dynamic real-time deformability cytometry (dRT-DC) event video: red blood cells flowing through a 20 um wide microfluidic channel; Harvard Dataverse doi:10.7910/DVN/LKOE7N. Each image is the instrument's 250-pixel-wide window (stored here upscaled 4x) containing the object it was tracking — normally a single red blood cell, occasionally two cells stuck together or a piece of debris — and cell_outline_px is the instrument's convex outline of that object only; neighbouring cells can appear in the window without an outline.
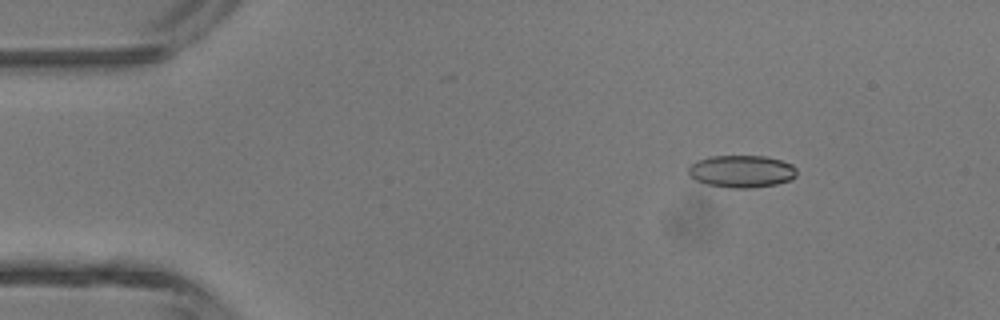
{"species": "common noctule bat (a hibernating species)", "species_latin": "Nyctalus noctula", "temperature_condition": "room temperature", "stored_images_in_passage": 4, "camera_frame_rate_fps": 3000, "um_per_image_px": 0.085, "animal": {"sex": "male", "body_mass_g": 13.3}, "frame": {"image": 1, "passage_image": 1, "time_ms": 0.0, "image_size_px": [1000, 320], "cell_outline_px": [[796, 176], [792, 180], [776, 184], [752, 188], [728, 188], [708, 184], [696, 180], [688, 172], [688, 168], [696, 160], [712, 156], [764, 156], [780, 160], [792, 164], [796, 168]], "centroid_in_image_um": [63.06, 14.57], "position_along_channel_um": 21.9, "area_um2": 20.4}}
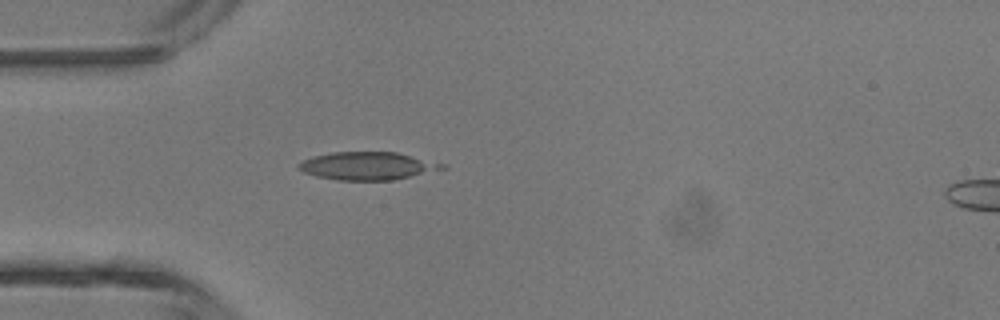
{"frame": {"image": 2, "passage_image": 3, "time_ms": 2.333, "image_size_px": [1000, 320], "cell_outline_px": [[428, 168], [420, 172], [408, 176], [392, 180], [336, 180], [316, 176], [304, 172], [296, 168], [296, 164], [312, 156], [332, 152], [396, 152], [420, 160], [428, 164]], "centroid_in_image_um": [30.76, 14.1], "position_along_channel_um": 54.2, "area_um2": 21.5}}